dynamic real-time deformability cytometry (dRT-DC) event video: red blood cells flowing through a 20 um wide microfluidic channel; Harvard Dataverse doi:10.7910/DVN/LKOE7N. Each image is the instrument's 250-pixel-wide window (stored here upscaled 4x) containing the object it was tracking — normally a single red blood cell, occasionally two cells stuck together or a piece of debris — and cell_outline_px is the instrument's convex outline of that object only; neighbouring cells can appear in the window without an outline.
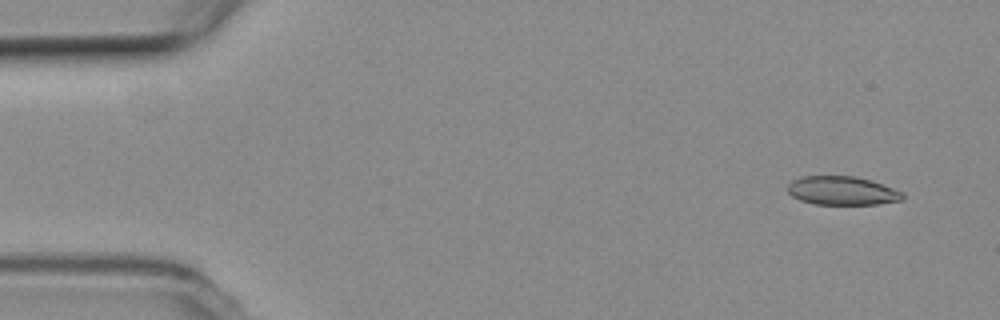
{"species": "common noctule bat (a hibernating species)", "species_latin": "Nyctalus noctula", "temperature_condition": "room temperature", "stored_images_in_passage": 17, "camera_frame_rate_fps": 3000, "um_per_image_px": 0.085, "animal": {"sex": "female", "body_mass_g": 19.3, "forearm_length_mm": 54.1}, "frame": {"image": 1, "passage_image": 2, "time_ms": 0.333, "image_size_px": [1000, 320], "cell_outline_px": [[904, 200], [880, 204], [812, 204], [800, 200], [792, 196], [788, 192], [788, 184], [792, 180], [804, 176], [856, 176], [904, 192]], "centroid_in_image_um": [71.58, 16.22], "position_along_channel_um": 13.4, "area_um2": 19.19}}
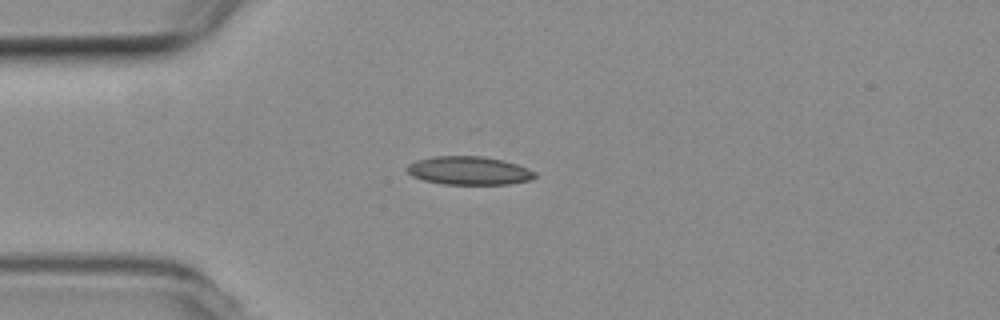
{"frame": {"image": 2, "passage_image": 12, "time_ms": 3.667, "image_size_px": [1000, 320], "cell_outline_px": [[536, 176], [532, 180], [508, 184], [444, 184], [424, 180], [412, 176], [404, 168], [408, 164], [416, 160], [432, 156], [480, 156], [504, 160], [528, 168], [536, 172]], "centroid_in_image_um": [39.86, 14.5], "position_along_channel_um": 45.1, "area_um2": 21.27}}
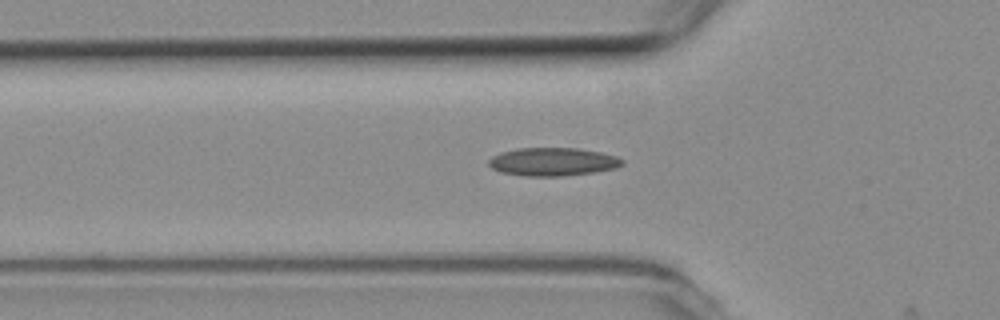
{"frame": {"image": 3, "passage_image": 16, "time_ms": 5.0, "image_size_px": [1000, 320], "cell_outline_px": [[624, 164], [616, 168], [596, 172], [560, 176], [524, 176], [500, 172], [492, 168], [488, 164], [488, 160], [492, 156], [500, 152], [516, 148], [580, 148], [600, 152], [616, 156], [624, 160]], "centroid_in_image_um": [46.98, 13.75], "position_along_channel_um": 78.8, "area_um2": 22.14}}